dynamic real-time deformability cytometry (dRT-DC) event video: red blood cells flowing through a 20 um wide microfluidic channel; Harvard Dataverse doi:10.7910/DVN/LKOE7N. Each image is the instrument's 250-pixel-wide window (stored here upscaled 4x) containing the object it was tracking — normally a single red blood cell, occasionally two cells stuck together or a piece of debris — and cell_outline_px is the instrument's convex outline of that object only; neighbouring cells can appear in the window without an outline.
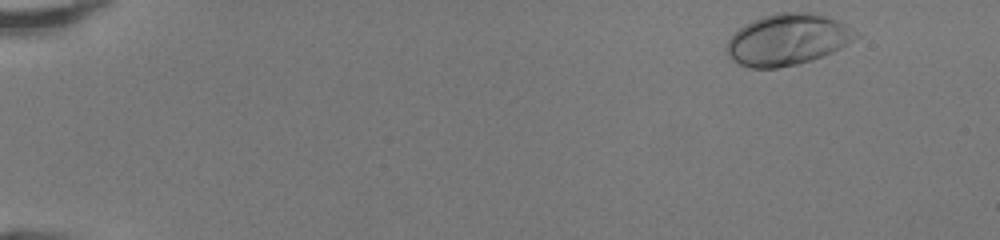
{"species": "human", "species_latin": "Homo sapiens", "temperature_condition": "room temperature", "stored_images_in_passage": 45, "camera_frame_rate_fps": 3000, "um_per_image_px": 0.085, "donor": {"sex": "female"}, "frame": {"image": 1, "passage_image": 1, "time_ms": 0.0, "image_size_px": [1000, 240], "cell_outline_px": [[852, 40], [840, 48], [824, 56], [812, 60], [796, 64], [776, 68], [752, 68], [740, 64], [732, 60], [728, 56], [728, 40], [740, 28], [752, 20], [776, 12], [812, 12], [836, 20], [844, 24], [852, 36]], "centroid_in_image_um": [66.86, 3.37], "position_along_channel_um": 18.1, "area_um2": 37.63}}
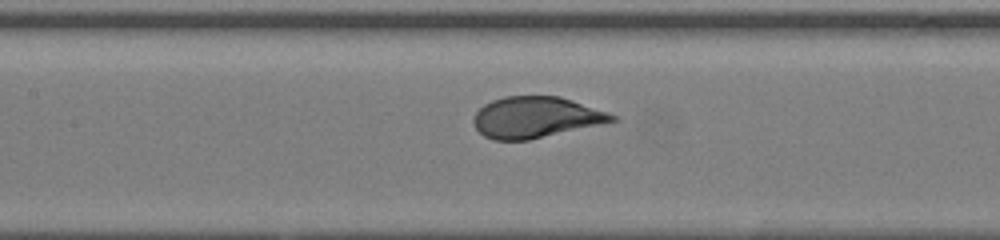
{"frame": {"image": 2, "passage_image": 21, "time_ms": 6.667, "image_size_px": [1000, 240], "cell_outline_px": [[620, 120], [528, 140], [492, 140], [484, 136], [476, 128], [472, 120], [476, 112], [484, 104], [492, 100], [504, 96], [560, 96], [620, 116]], "centroid_in_image_um": [45.55, 9.97], "position_along_channel_um": 161.8, "area_um2": 33.23}}
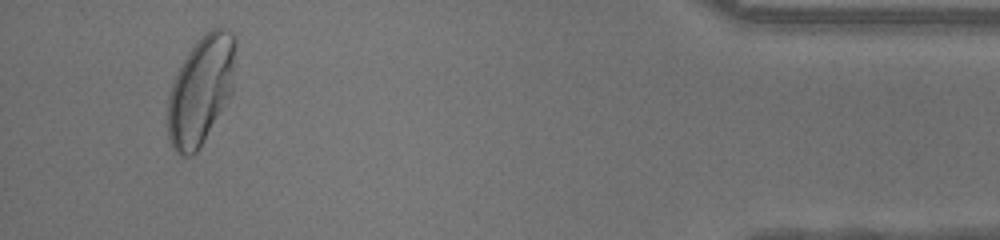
{"frame": {"image": 3, "passage_image": 43, "time_ms": 14.0, "image_size_px": [1000, 240], "cell_outline_px": [[236, 44], [232, 92], [228, 100], [196, 152], [192, 156], [184, 156], [176, 152], [168, 136], [168, 96], [172, 84], [188, 52], [196, 40], [200, 36], [212, 28], [220, 24], [232, 32], [236, 40]], "centroid_in_image_um": [17.09, 7.6], "position_along_channel_um": 418.1, "area_um2": 42.6}, "authors_computed_cell_mechanics": {"area_um2": 34.2754, "velocity_mm_per_s": 4.2647, "shape_relaxation_time_tau1_ms": 2.146, "shape_relaxation_time_tau2_ms": null, "deformation_change_tau1": 0.1637, "deformation_change_tau2": null}}